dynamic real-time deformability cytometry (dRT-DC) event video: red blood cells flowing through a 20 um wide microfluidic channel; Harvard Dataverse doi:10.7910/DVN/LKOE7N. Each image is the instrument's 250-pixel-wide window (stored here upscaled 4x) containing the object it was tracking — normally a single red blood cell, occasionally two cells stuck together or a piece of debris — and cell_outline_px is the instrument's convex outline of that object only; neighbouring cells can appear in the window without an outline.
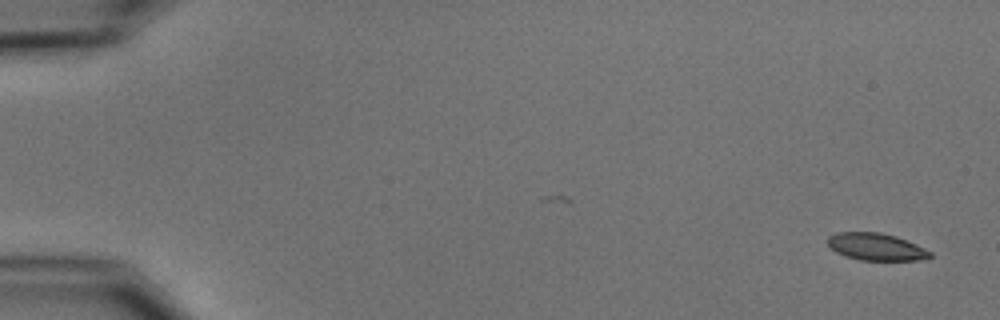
{"species": "common noctule bat (a hibernating species)", "species_latin": "Nyctalus noctula", "temperature_condition": "cold", "stored_images_in_passage": 6, "camera_frame_rate_fps": 3000, "um_per_image_px": 0.085, "animal": {"sex": "male", "body_mass_g": 15.6}, "frame": {"image": 1, "passage_image": 1, "time_ms": 0.0, "image_size_px": [1000, 320], "cell_outline_px": [[932, 256], [920, 260], [860, 260], [836, 252], [828, 244], [828, 236], [836, 232], [880, 232], [896, 236], [916, 244], [932, 252]], "centroid_in_image_um": [74.48, 20.97], "position_along_channel_um": 10.5, "area_um2": 16.13}}
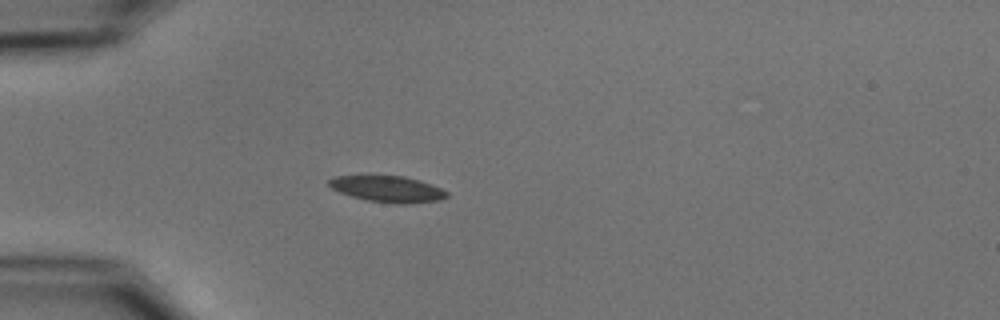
{"frame": {"image": 2, "passage_image": 5, "time_ms": 4.667, "image_size_px": [1000, 320], "cell_outline_px": [[448, 196], [440, 200], [404, 204], [396, 204], [368, 200], [352, 196], [340, 192], [332, 188], [328, 184], [328, 180], [336, 176], [404, 176], [420, 180], [440, 188], [448, 192]], "centroid_in_image_um": [32.97, 16.07], "position_along_channel_um": 52.0, "area_um2": 17.8}}